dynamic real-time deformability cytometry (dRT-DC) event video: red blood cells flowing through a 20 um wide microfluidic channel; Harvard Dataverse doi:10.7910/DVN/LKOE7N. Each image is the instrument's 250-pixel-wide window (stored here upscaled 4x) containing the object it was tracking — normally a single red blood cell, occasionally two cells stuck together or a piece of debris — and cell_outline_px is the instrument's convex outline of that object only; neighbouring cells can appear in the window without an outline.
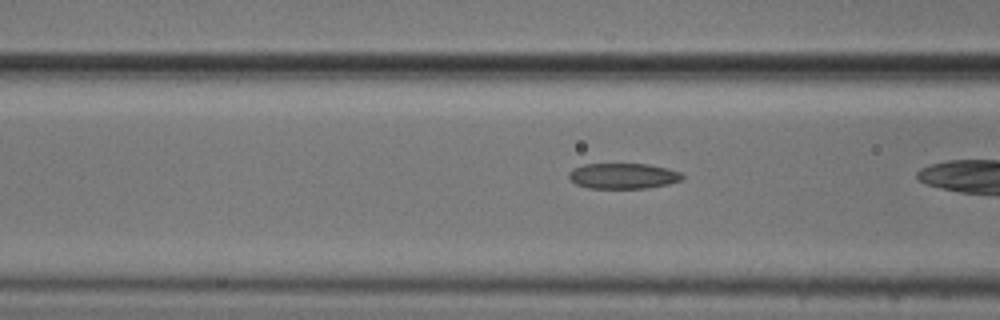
{"species": "common noctule bat (a hibernating species)", "species_latin": "Nyctalus noctula", "temperature_condition": "cold", "stored_images_in_passage": 14, "camera_frame_rate_fps": 3000, "um_per_image_px": 0.085, "animal": {"sex": "male", "body_mass_g": 20.5, "forearm_length_mm": 52.5}, "frame": {"image": 1, "passage_image": 12, "time_ms": 3.667, "image_size_px": [1000, 320], "cell_outline_px": [[684, 176], [680, 180], [668, 184], [644, 188], [588, 188], [576, 184], [568, 176], [568, 172], [572, 168], [584, 164], [648, 164], [668, 168], [680, 172]], "centroid_in_image_um": [52.94, 14.95], "position_along_channel_um": 113.7, "area_um2": 16.88}}